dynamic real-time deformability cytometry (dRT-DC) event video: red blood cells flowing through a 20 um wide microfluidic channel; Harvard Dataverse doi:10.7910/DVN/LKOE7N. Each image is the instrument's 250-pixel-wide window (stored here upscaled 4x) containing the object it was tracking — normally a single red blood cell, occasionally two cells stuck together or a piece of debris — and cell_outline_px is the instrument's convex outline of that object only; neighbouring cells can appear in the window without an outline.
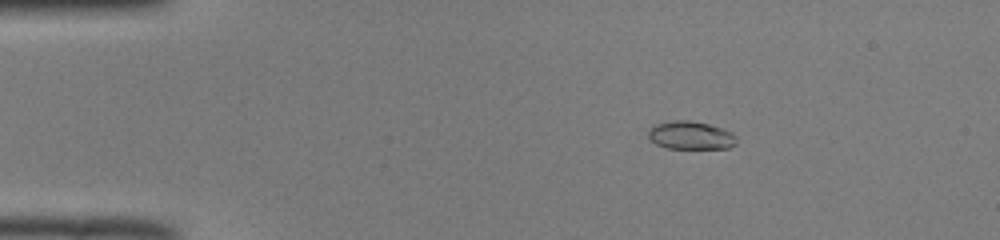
{"species": "common noctule bat (a hibernating species)", "species_latin": "Nyctalus noctula", "temperature_condition": "room temperature", "stored_images_in_passage": 46, "camera_frame_rate_fps": 3000, "um_per_image_px": 0.085, "animal": {"sex": "male", "body_mass_g": 19.0, "forearm_length_mm": 50.8}, "frame": {"image": 1, "passage_image": 3, "time_ms": 0.667, "image_size_px": [1000, 240], "cell_outline_px": [[736, 144], [728, 148], [664, 148], [656, 144], [648, 136], [648, 128], [656, 124], [672, 120], [688, 120], [708, 124], [732, 132], [736, 136]], "centroid_in_image_um": [58.69, 11.5], "position_along_channel_um": 26.3, "area_um2": 14.45}}
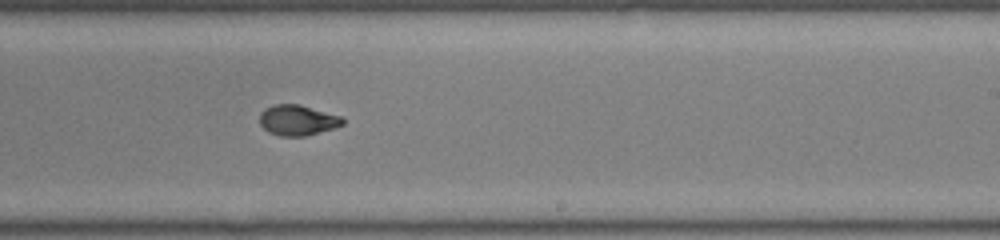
{"frame": {"image": 2, "passage_image": 26, "time_ms": 8.333, "image_size_px": [1000, 240], "cell_outline_px": [[344, 124], [332, 128], [304, 136], [280, 136], [268, 132], [260, 124], [260, 112], [276, 104], [300, 104], [340, 116], [344, 120]], "centroid_in_image_um": [25.28, 10.21], "position_along_channel_um": 263.7, "area_um2": 14.51}}
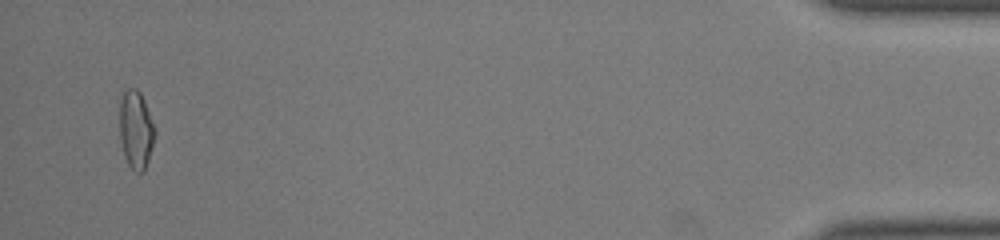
{"frame": {"image": 3, "passage_image": 44, "time_ms": 14.333, "image_size_px": [1000, 240], "cell_outline_px": [[156, 132], [148, 160], [144, 172], [136, 172], [128, 164], [124, 156], [120, 140], [120, 100], [124, 92], [128, 88], [136, 88], [140, 92], [144, 100], [156, 128]], "centroid_in_image_um": [11.56, 11.02], "position_along_channel_um": 423.6, "area_um2": 16.07}, "authors_computed_cell_mechanics": {"area_um2": 14.9124, "velocity_mm_per_s": 4.0063, "shape_relaxation_time_tau1_ms": 6.8657, "shape_relaxation_time_tau2_ms": 1.0958, "deformation_change_tau1": 0.2146, "deformation_change_tau2": 0.0563}}